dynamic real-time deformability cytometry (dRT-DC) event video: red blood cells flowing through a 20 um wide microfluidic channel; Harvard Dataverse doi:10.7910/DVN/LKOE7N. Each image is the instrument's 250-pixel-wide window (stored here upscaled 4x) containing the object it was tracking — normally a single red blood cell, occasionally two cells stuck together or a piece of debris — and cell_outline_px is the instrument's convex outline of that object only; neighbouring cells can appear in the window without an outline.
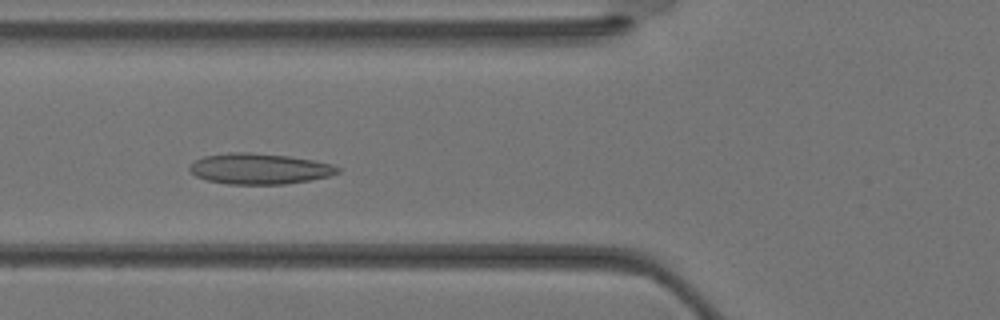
{"species": "Egyptian fruit bat (a non-hibernating species)", "species_latin": "Rousettus aegyptiacus", "temperature_condition": "warm", "stored_images_in_passage": 35, "camera_frame_rate_fps": 3000, "um_per_image_px": 0.085, "animal": {"sex": "female"}, "frame": {"image": 1, "passage_image": 12, "time_ms": 3.667, "image_size_px": [1000, 320], "cell_outline_px": [[340, 172], [328, 176], [308, 180], [284, 184], [228, 184], [208, 180], [196, 176], [188, 168], [196, 160], [204, 156], [228, 152], [248, 152], [288, 156], [312, 160], [332, 164], [340, 168]], "centroid_in_image_um": [22.05, 14.34], "position_along_channel_um": 103.8, "area_um2": 26.3}}
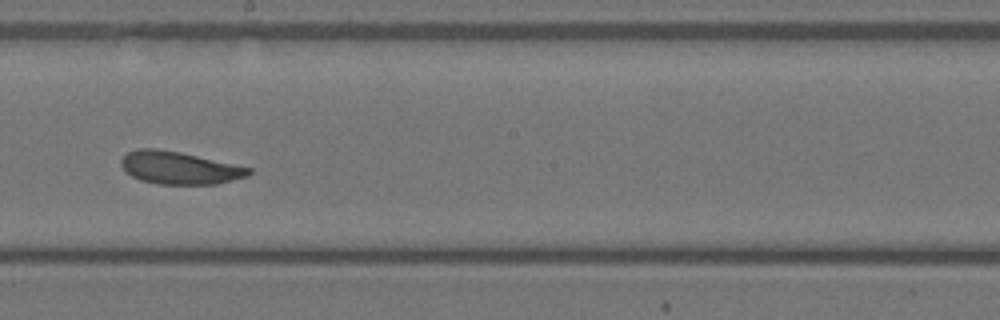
{"frame": {"image": 2, "passage_image": 19, "time_ms": 6.0, "image_size_px": [1000, 320], "cell_outline_px": [[252, 172], [248, 176], [216, 184], [160, 184], [140, 180], [132, 176], [120, 164], [120, 160], [128, 152], [136, 148], [156, 148], [180, 152], [252, 168]], "centroid_in_image_um": [15.24, 14.26], "position_along_channel_um": 233.0, "area_um2": 24.1}}
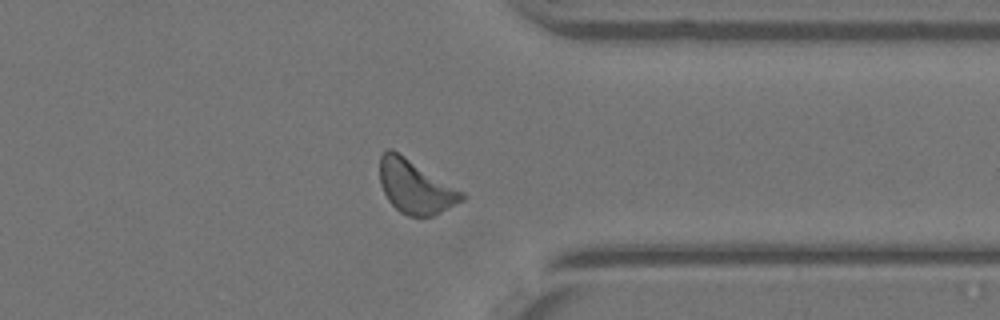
{"frame": {"image": 3, "passage_image": 27, "time_ms": 8.667, "image_size_px": [1000, 320], "cell_outline_px": [[468, 196], [464, 200], [432, 216], [408, 216], [400, 212], [388, 200], [380, 184], [380, 156], [388, 148], [392, 148], [464, 192]], "centroid_in_image_um": [35.31, 15.87], "position_along_channel_um": 376.1, "area_um2": 25.49}}